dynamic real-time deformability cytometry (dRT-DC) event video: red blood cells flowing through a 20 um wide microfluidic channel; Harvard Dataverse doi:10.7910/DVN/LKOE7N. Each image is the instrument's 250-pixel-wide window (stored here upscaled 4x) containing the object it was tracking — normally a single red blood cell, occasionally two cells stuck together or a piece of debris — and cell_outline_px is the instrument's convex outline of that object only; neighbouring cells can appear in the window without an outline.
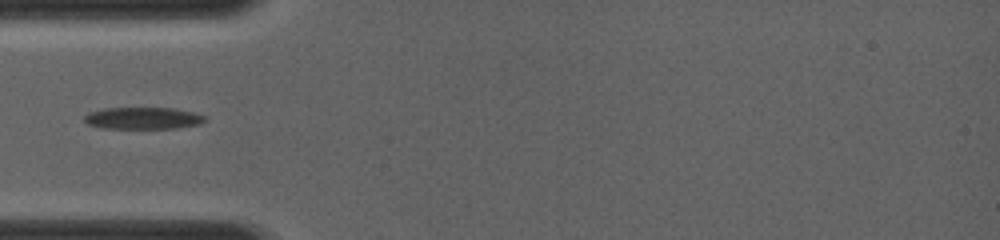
{"species": "common noctule bat (a hibernating species)", "species_latin": "Nyctalus noctula", "temperature_condition": "room temperature", "stored_images_in_passage": 38, "camera_frame_rate_fps": 4000, "um_per_image_px": 0.085, "animal": {"sex": "female", "body_mass_g": 19.0, "forearm_length_mm": 56.7}, "frame": {"image": 1, "passage_image": 1, "time_ms": 0.0, "image_size_px": [1000, 240], "cell_outline_px": [[208, 120], [200, 124], [176, 128], [100, 128], [88, 124], [84, 120], [84, 116], [88, 112], [104, 108], [172, 108], [192, 112], [204, 116]], "centroid_in_image_um": [12.13, 10.04], "position_along_channel_um": 72.9, "area_um2": 15.37}}
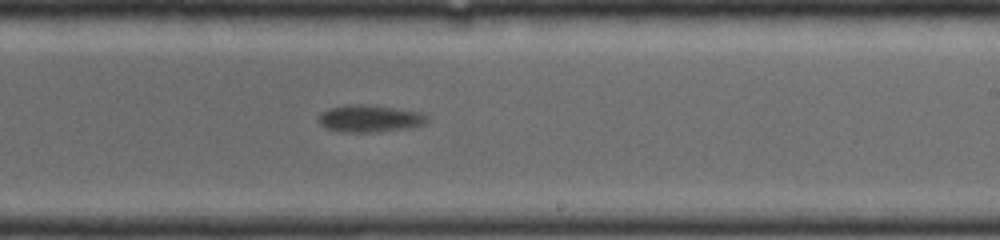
{"frame": {"image": 2, "passage_image": 17, "time_ms": 4.0, "image_size_px": [1000, 240], "cell_outline_px": [[428, 120], [424, 124], [412, 128], [376, 132], [340, 132], [324, 128], [320, 124], [320, 116], [324, 112], [332, 108], [360, 104], [392, 108], [420, 112]], "centroid_in_image_um": [31.45, 10.11], "position_along_channel_um": 257.6, "area_um2": 16.7}}
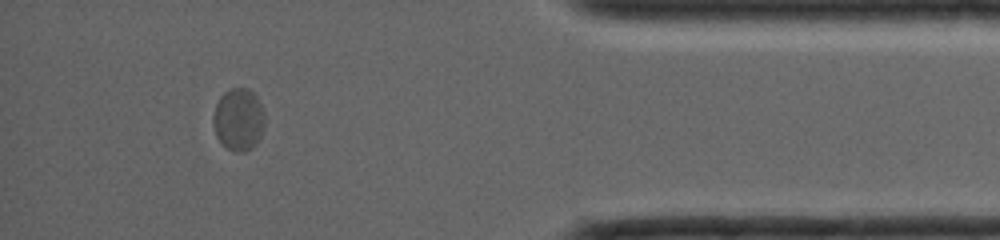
{"frame": {"image": 3, "passage_image": 33, "time_ms": 8.0, "image_size_px": [1000, 240], "cell_outline_px": [[264, 128], [256, 144], [252, 148], [244, 152], [236, 152], [228, 148], [216, 136], [212, 124], [212, 116], [216, 104], [220, 96], [224, 92], [232, 88], [248, 88], [256, 96], [264, 112]], "centroid_in_image_um": [20.27, 10.15], "position_along_channel_um": 414.9, "area_um2": 18.79}}